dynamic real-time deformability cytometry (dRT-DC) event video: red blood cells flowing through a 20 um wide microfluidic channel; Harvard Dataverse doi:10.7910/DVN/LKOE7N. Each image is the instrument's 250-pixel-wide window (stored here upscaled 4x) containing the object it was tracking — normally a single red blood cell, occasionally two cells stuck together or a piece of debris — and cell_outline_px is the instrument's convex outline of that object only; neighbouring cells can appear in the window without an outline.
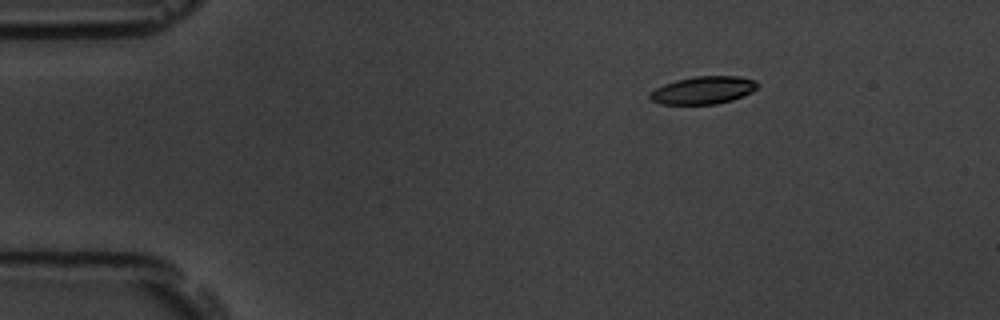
{"species": "common noctule bat (a hibernating species)", "species_latin": "Nyctalus noctula", "temperature_condition": "room temperature", "stored_images_in_passage": 5, "camera_frame_rate_fps": 3000, "um_per_image_px": 0.085, "animal": {"sex": "male", "body_mass_g": 19.5, "forearm_length_mm": 54.6}, "frame": {"image": 1, "passage_image": 1, "time_ms": 0.0, "image_size_px": [1000, 320], "cell_outline_px": [[756, 88], [752, 92], [732, 100], [716, 104], [660, 104], [652, 100], [648, 96], [656, 88], [664, 84], [676, 80], [696, 76], [740, 76], [752, 80], [756, 84]], "centroid_in_image_um": [59.75, 7.67], "position_along_channel_um": 25.2, "area_um2": 17.11}}
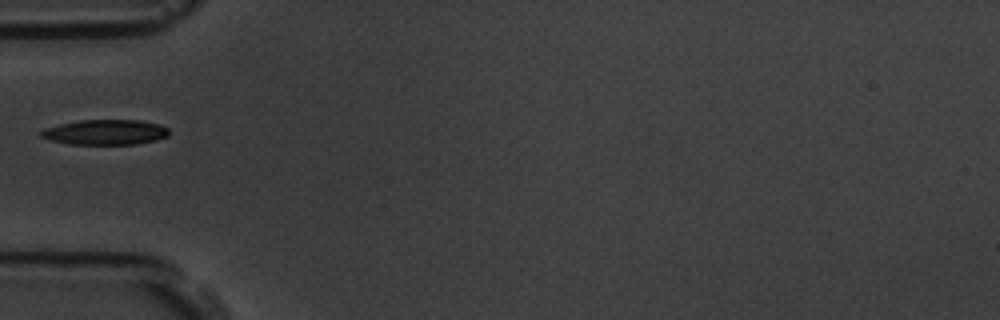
{"frame": {"image": 2, "passage_image": 4, "time_ms": 3.333, "image_size_px": [1000, 320], "cell_outline_px": [[168, 136], [156, 140], [136, 144], [68, 144], [52, 140], [40, 136], [40, 132], [44, 128], [60, 124], [80, 120], [140, 120], [160, 124], [168, 128]], "centroid_in_image_um": [8.97, 11.23], "position_along_channel_um": 76.0, "area_um2": 18.73}}
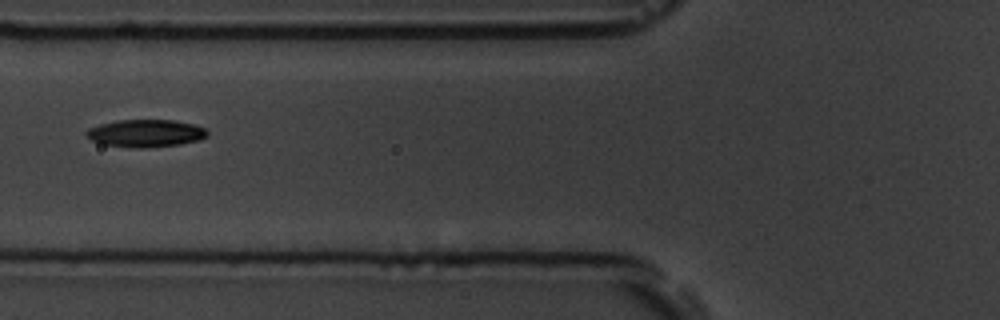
{"frame": {"image": 3, "passage_image": 5, "time_ms": 4.333, "image_size_px": [1000, 320], "cell_outline_px": [[208, 136], [200, 140], [180, 144], [144, 148], [136, 148], [104, 144], [92, 140], [84, 136], [84, 132], [88, 128], [100, 124], [116, 120], [172, 120], [192, 124], [204, 128], [208, 132]], "centroid_in_image_um": [12.35, 11.33], "position_along_channel_um": 113.4, "area_um2": 19.42}}